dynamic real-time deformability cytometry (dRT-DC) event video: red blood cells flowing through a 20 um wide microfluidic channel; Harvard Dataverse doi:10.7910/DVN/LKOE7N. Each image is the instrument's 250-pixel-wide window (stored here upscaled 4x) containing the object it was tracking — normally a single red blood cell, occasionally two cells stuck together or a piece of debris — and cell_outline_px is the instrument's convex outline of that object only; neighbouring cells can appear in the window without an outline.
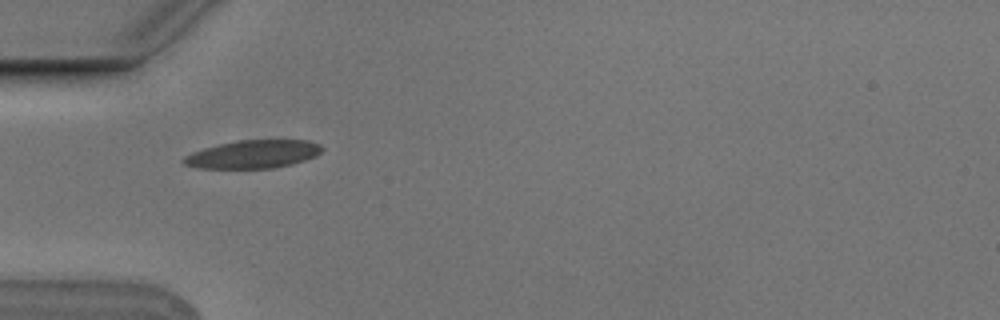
{"species": "Egyptian fruit bat (a non-hibernating species)", "species_latin": "Rousettus aegyptiacus", "temperature_condition": "cold", "stored_images_in_passage": 10, "camera_frame_rate_fps": 3000, "um_per_image_px": 0.085, "animal": {"sex": "male"}, "frame": {"image": 1, "passage_image": 6, "time_ms": 1.667, "image_size_px": [1000, 320], "cell_outline_px": [[324, 148], [316, 156], [292, 164], [272, 168], [196, 168], [184, 164], [180, 160], [184, 156], [192, 152], [204, 148], [220, 144], [240, 140], [308, 140], [320, 144]], "centroid_in_image_um": [21.51, 13.11], "position_along_channel_um": 63.5, "area_um2": 22.66}}
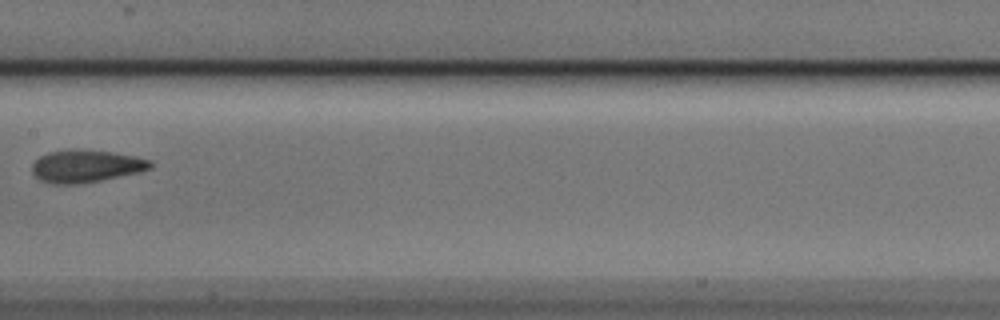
{"frame": {"image": 2, "passage_image": 9, "time_ms": 2.667, "image_size_px": [1000, 320], "cell_outline_px": [[152, 168], [140, 172], [100, 180], [76, 184], [52, 184], [40, 180], [32, 172], [32, 164], [40, 156], [48, 152], [68, 148], [80, 148], [112, 152], [136, 156], [152, 160]], "centroid_in_image_um": [7.31, 14.1], "position_along_channel_um": 200.1, "area_um2": 22.72}}
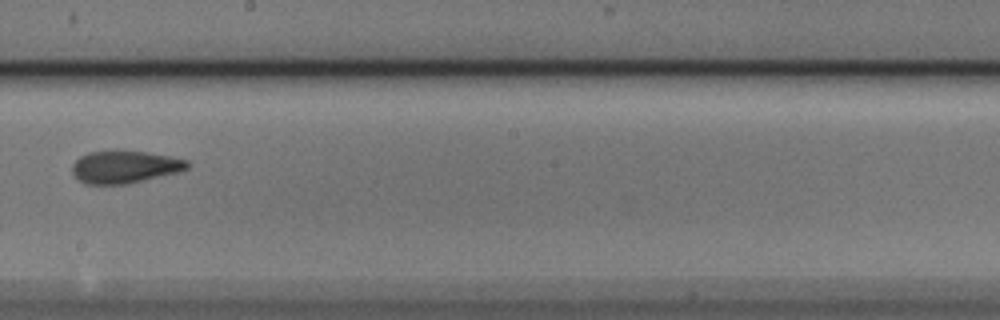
{"frame": {"image": 3, "passage_image": 10, "time_ms": 3.0, "image_size_px": [1000, 320], "cell_outline_px": [[188, 168], [176, 172], [128, 184], [84, 184], [72, 172], [72, 164], [80, 156], [88, 152], [116, 148], [120, 148], [148, 152], [188, 160]], "centroid_in_image_um": [10.55, 14.14], "position_along_channel_um": 237.6, "area_um2": 22.2}}